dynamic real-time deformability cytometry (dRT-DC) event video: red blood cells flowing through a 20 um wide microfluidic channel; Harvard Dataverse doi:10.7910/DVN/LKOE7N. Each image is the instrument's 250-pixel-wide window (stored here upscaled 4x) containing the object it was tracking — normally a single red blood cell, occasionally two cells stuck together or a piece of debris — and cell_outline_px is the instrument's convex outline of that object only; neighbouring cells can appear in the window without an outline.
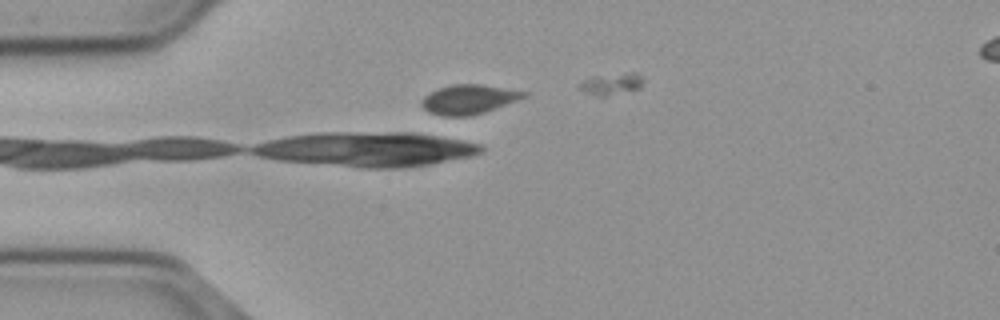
{"species": "common noctule bat (a hibernating species)", "species_latin": "Nyctalus noctula", "temperature_condition": "cold", "stored_images_in_passage": 7, "camera_frame_rate_fps": 3000, "um_per_image_px": 0.085, "animal": {"sex": "male", "body_mass_g": 23.1, "forearm_length_mm": 52.7}, "frame": {"image": 1, "passage_image": 2, "time_ms": 0.333, "image_size_px": [1000, 320], "cell_outline_px": [[528, 96], [484, 112], [468, 116], [444, 116], [428, 112], [420, 104], [420, 100], [428, 92], [452, 84], [480, 84], [528, 92]], "centroid_in_image_um": [39.8, 8.44], "position_along_channel_um": 45.2, "area_um2": 17.46}}